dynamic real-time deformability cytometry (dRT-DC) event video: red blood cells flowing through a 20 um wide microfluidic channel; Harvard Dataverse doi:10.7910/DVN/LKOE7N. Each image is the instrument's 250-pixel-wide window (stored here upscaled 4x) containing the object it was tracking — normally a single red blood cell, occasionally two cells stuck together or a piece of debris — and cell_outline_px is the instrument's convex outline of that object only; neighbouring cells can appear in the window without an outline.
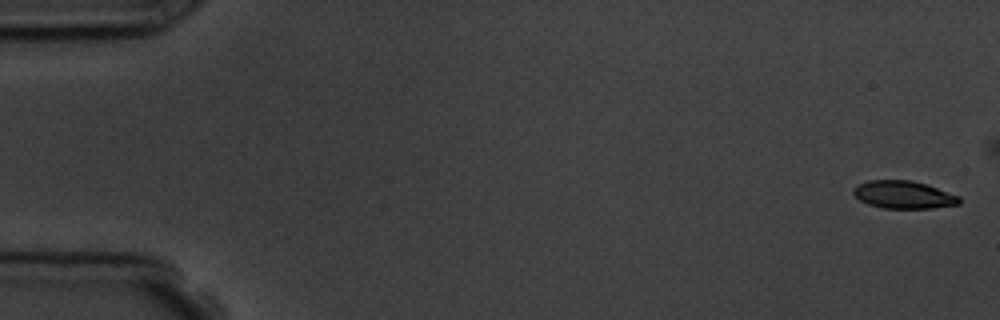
{"species": "common noctule bat (a hibernating species)", "species_latin": "Nyctalus noctula", "temperature_condition": "room temperature", "stored_images_in_passage": 5, "camera_frame_rate_fps": 3000, "um_per_image_px": 0.085, "animal": {"sex": "male", "body_mass_g": 19.5, "forearm_length_mm": 54.6}, "frame": {"image": 1, "passage_image": 1, "time_ms": 0.0, "image_size_px": [1000, 320], "cell_outline_px": [[960, 204], [932, 208], [884, 208], [868, 204], [860, 200], [852, 192], [852, 188], [856, 184], [868, 180], [912, 180], [928, 184], [960, 196]], "centroid_in_image_um": [76.8, 16.54], "position_along_channel_um": 8.2, "area_um2": 17.28}}